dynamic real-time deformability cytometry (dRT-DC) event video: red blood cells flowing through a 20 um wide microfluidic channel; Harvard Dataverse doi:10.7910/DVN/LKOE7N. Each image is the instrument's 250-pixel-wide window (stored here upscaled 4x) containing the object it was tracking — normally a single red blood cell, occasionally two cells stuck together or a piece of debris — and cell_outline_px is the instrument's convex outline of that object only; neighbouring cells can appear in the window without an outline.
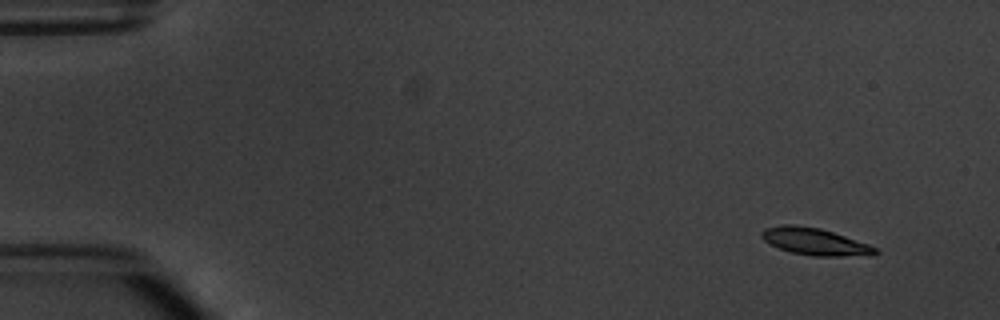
{"species": "common noctule bat (a hibernating species)", "species_latin": "Nyctalus noctula", "temperature_condition": "warm", "stored_images_in_passage": 5, "camera_frame_rate_fps": 3000, "um_per_image_px": 0.085, "animal": {"sex": "male", "body_mass_g": 20.1, "forearm_length_mm": 53.5}, "frame": {"image": 1, "passage_image": 1, "time_ms": 0.0, "image_size_px": [1000, 320], "cell_outline_px": [[880, 252], [872, 256], [812, 256], [792, 252], [780, 248], [764, 240], [760, 236], [760, 232], [764, 228], [784, 224], [792, 224], [820, 228], [868, 244], [876, 248]], "centroid_in_image_um": [69.28, 20.54], "position_along_channel_um": 15.7, "area_um2": 17.86}}